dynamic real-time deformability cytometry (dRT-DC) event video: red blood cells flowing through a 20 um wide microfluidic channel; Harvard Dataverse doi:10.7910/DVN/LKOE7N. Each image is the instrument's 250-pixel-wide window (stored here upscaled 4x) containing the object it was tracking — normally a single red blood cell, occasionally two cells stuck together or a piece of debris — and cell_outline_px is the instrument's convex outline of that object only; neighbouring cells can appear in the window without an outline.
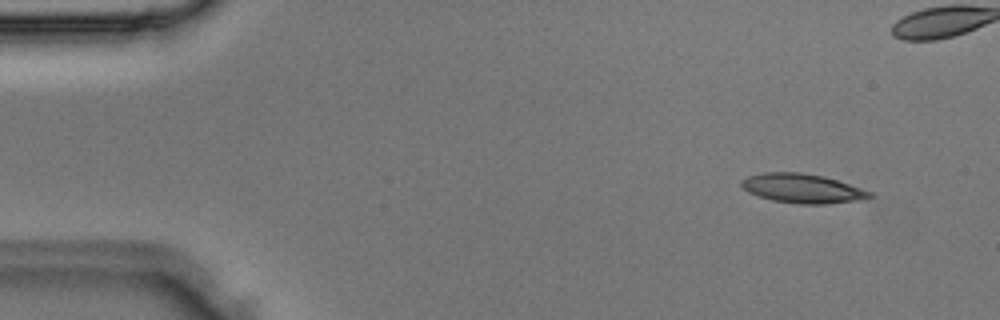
{"species": "Egyptian fruit bat (a non-hibernating species)", "species_latin": "Rousettus aegyptiacus", "temperature_condition": "room temperature", "stored_images_in_passage": 4, "camera_frame_rate_fps": 3000, "um_per_image_px": 0.085, "animal": {"sex": "male"}, "frame": {"image": 1, "passage_image": 1, "time_ms": 0.0, "image_size_px": [1000, 320], "cell_outline_px": [[876, 196], [864, 200], [824, 204], [800, 204], [772, 200], [748, 192], [740, 184], [740, 180], [748, 176], [764, 172], [800, 172], [824, 176], [872, 192]], "centroid_in_image_um": [68.23, 16.02], "position_along_channel_um": 16.8, "area_um2": 21.91}}